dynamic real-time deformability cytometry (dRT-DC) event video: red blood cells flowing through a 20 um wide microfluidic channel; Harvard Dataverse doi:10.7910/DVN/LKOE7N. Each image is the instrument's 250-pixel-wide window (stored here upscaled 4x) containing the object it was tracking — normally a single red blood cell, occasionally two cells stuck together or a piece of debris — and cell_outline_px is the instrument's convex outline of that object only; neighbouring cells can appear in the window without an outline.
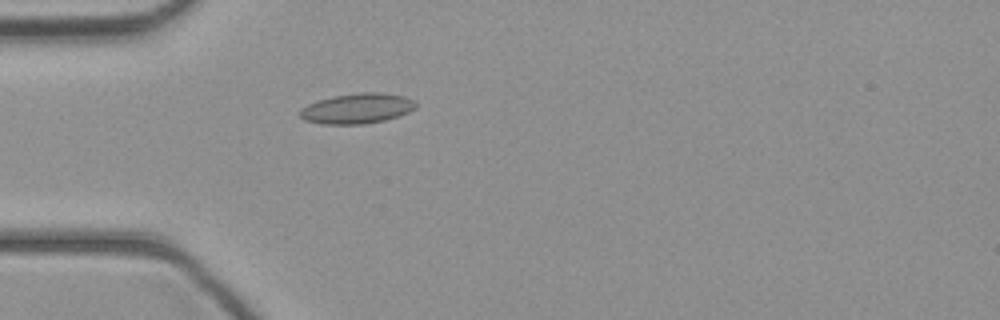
{"species": "common noctule bat (a hibernating species)", "species_latin": "Nyctalus noctula", "temperature_condition": "cold", "stored_images_in_passage": 33, "camera_frame_rate_fps": 3000, "um_per_image_px": 0.085, "animal": {"sex": "female", "body_mass_g": 21.9}, "frame": {"image": 1, "passage_image": 1, "time_ms": 0.0, "image_size_px": [1000, 320], "cell_outline_px": [[416, 108], [408, 112], [384, 120], [364, 124], [320, 124], [304, 120], [300, 116], [300, 108], [308, 104], [332, 96], [360, 92], [380, 92], [404, 96], [416, 100]], "centroid_in_image_um": [30.35, 9.21], "position_along_channel_um": 54.6, "area_um2": 20.46}}
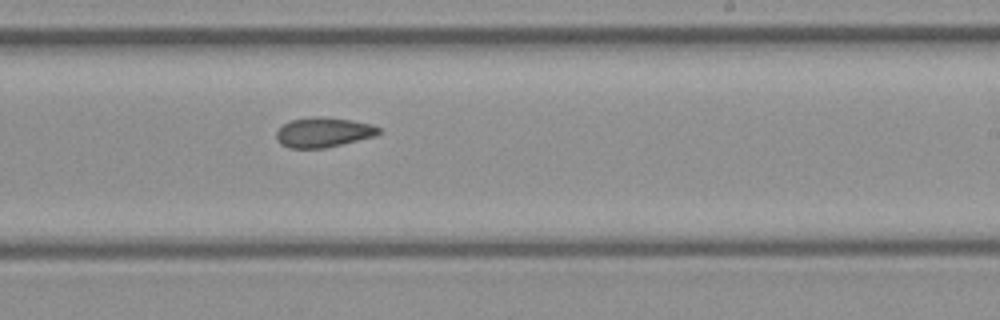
{"frame": {"image": 2, "passage_image": 15, "time_ms": 4.667, "image_size_px": [1000, 320], "cell_outline_px": [[380, 132], [376, 136], [324, 148], [288, 148], [280, 144], [276, 140], [276, 132], [284, 124], [292, 120], [316, 116], [320, 116], [352, 120], [372, 124], [380, 128]], "centroid_in_image_um": [27.49, 11.25], "position_along_channel_um": 261.5, "area_um2": 17.8}}
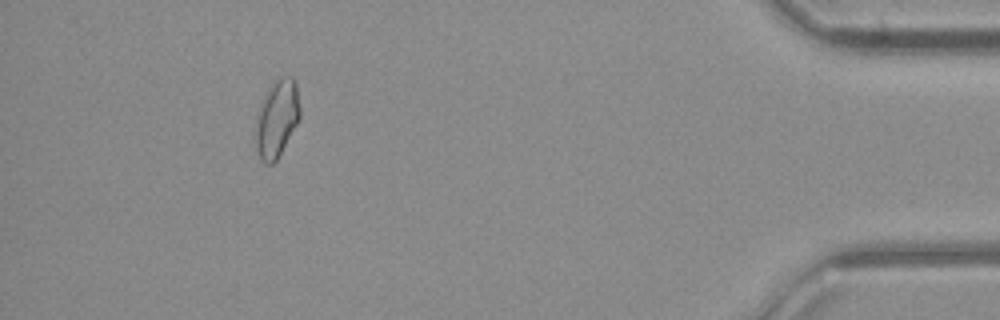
{"frame": {"image": 3, "passage_image": 29, "time_ms": 9.333, "image_size_px": [1000, 320], "cell_outline_px": [[300, 116], [296, 124], [276, 160], [272, 164], [264, 164], [260, 160], [256, 148], [256, 120], [260, 100], [268, 88], [280, 76], [292, 76], [296, 84], [300, 108]], "centroid_in_image_um": [23.51, 10.05], "position_along_channel_um": 411.7, "area_um2": 19.88}}